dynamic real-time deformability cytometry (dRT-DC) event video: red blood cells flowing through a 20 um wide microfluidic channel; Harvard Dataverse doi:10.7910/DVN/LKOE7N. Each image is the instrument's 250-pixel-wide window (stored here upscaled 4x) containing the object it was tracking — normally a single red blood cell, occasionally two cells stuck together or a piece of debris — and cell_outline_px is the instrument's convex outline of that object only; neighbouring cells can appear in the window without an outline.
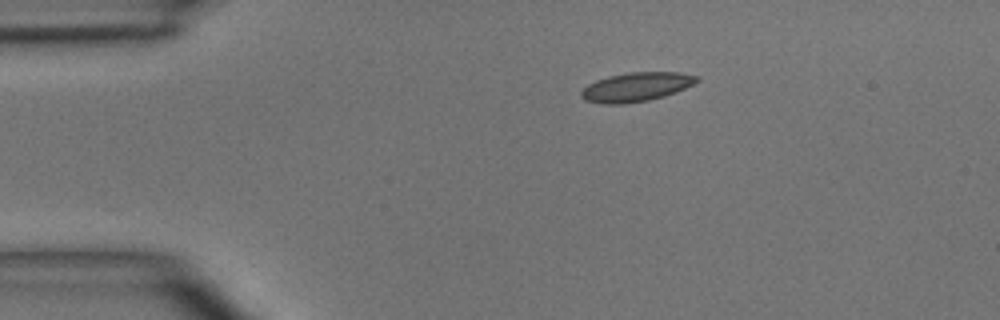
{"species": "common noctule bat (a hibernating species)", "species_latin": "Nyctalus noctula", "temperature_condition": "room temperature", "stored_images_in_passage": 2, "camera_frame_rate_fps": 3000, "um_per_image_px": 0.085, "animal": {"sex": "male", "body_mass_g": 15.6}, "frame": {"image": 1, "passage_image": 1, "time_ms": 0.0, "image_size_px": [1000, 320], "cell_outline_px": [[700, 80], [676, 92], [664, 96], [648, 100], [624, 104], [604, 104], [584, 100], [580, 96], [580, 92], [588, 84], [596, 80], [608, 76], [628, 72], [680, 72], [700, 76]], "centroid_in_image_um": [54.07, 7.38], "position_along_channel_um": 30.9, "area_um2": 19.65}}